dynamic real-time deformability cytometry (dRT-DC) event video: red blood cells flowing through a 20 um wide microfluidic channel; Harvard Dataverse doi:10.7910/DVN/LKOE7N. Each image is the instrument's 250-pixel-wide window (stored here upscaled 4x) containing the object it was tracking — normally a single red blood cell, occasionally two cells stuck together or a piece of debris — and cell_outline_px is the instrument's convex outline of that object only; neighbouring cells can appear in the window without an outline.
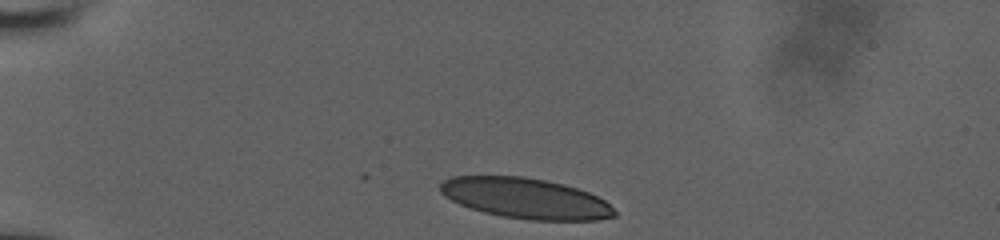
{"species": "human", "species_latin": "Homo sapiens", "temperature_condition": "room temperature", "stored_images_in_passage": 24, "camera_frame_rate_fps": 3000, "um_per_image_px": 0.085, "donor": {"sex": "male"}, "frame": {"image": 1, "passage_image": 1, "time_ms": 0.0, "image_size_px": [1000, 240], "cell_outline_px": [[616, 216], [596, 220], [528, 220], [504, 216], [484, 212], [460, 204], [444, 196], [440, 192], [440, 184], [444, 180], [452, 176], [524, 176], [564, 184], [588, 192], [604, 200], [616, 212]], "centroid_in_image_um": [44.66, 16.85], "position_along_channel_um": 40.3, "area_um2": 40.86}}
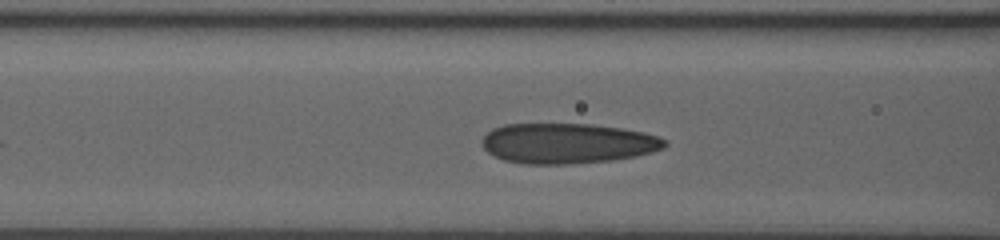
{"frame": {"image": 2, "passage_image": 14, "time_ms": 3.333, "image_size_px": [1000, 240], "cell_outline_px": [[668, 144], [664, 148], [652, 152], [636, 156], [612, 160], [572, 164], [524, 164], [504, 160], [488, 152], [484, 148], [480, 140], [492, 128], [504, 124], [592, 124], [620, 128], [644, 132], [660, 136], [668, 140]], "centroid_in_image_um": [48.26, 12.18], "position_along_channel_um": 118.3, "area_um2": 43.18}}
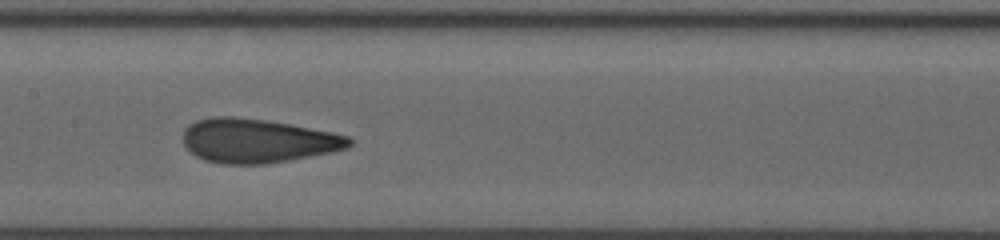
{"frame": {"image": 3, "passage_image": 21, "time_ms": 5.0, "image_size_px": [1000, 240], "cell_outline_px": [[356, 140], [348, 148], [332, 152], [288, 160], [264, 164], [220, 164], [204, 160], [196, 156], [184, 144], [184, 128], [188, 124], [196, 120], [212, 116], [232, 116], [264, 120], [288, 124], [348, 136]], "centroid_in_image_um": [21.87, 11.97], "position_along_channel_um": 185.5, "area_um2": 42.48}}